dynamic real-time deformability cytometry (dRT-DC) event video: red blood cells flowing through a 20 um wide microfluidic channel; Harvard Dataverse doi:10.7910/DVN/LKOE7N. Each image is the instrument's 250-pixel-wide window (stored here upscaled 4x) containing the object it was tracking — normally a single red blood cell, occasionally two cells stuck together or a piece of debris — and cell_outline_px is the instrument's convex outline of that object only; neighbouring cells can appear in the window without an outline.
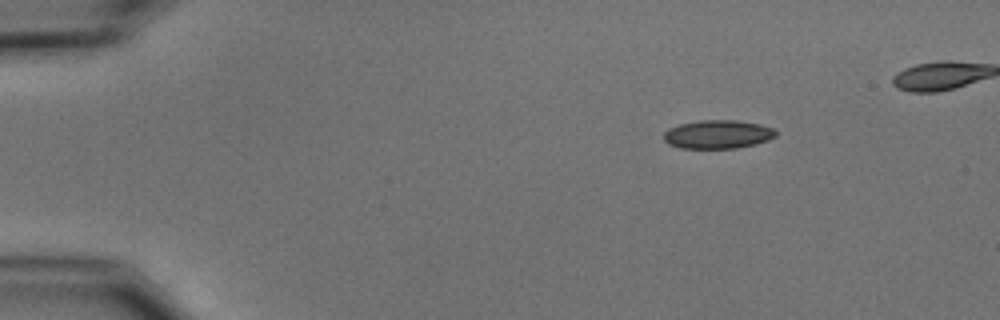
{"species": "common noctule bat (a hibernating species)", "species_latin": "Nyctalus noctula", "temperature_condition": "cold", "stored_images_in_passage": 6, "camera_frame_rate_fps": 3000, "um_per_image_px": 0.085, "animal": {"sex": "male", "body_mass_g": 15.6}, "frame": {"image": 1, "passage_image": 1, "time_ms": 0.0, "image_size_px": [1000, 320], "cell_outline_px": [[776, 136], [768, 140], [756, 144], [736, 148], [680, 148], [668, 144], [664, 140], [664, 132], [668, 128], [680, 124], [700, 120], [736, 120], [760, 124], [772, 128], [776, 132]], "centroid_in_image_um": [61.0, 11.42], "position_along_channel_um": 24.0, "area_um2": 18.67}}